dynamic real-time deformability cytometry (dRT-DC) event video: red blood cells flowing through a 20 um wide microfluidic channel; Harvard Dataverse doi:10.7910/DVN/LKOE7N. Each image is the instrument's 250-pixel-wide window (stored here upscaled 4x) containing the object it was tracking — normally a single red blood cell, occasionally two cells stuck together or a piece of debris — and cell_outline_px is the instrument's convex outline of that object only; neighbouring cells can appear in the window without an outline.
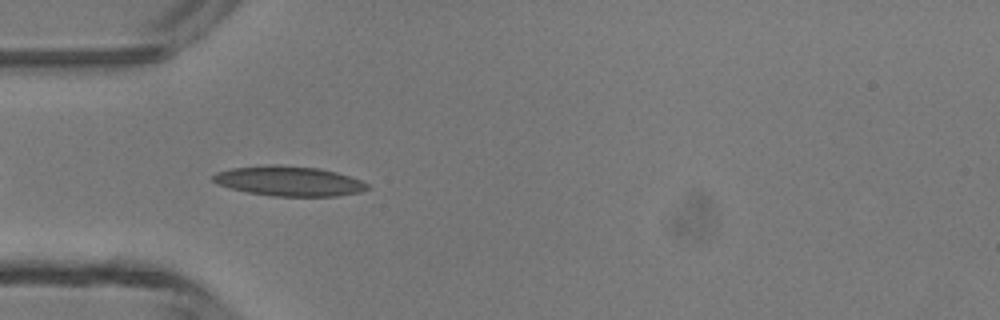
{"species": "common noctule bat (a hibernating species)", "species_latin": "Nyctalus noctula", "temperature_condition": "room temperature", "stored_images_in_passage": 34, "camera_frame_rate_fps": 3000, "um_per_image_px": 0.085, "animal": {"sex": "male", "body_mass_g": 13.3}, "frame": {"image": 1, "passage_image": 3, "time_ms": 0.667, "image_size_px": [1000, 320], "cell_outline_px": [[372, 188], [360, 192], [340, 196], [272, 196], [248, 192], [228, 188], [216, 184], [212, 180], [212, 176], [216, 172], [232, 168], [268, 164], [280, 164], [320, 168], [336, 172], [360, 180], [368, 184]], "centroid_in_image_um": [24.55, 15.39], "position_along_channel_um": 60.5, "area_um2": 27.17}}
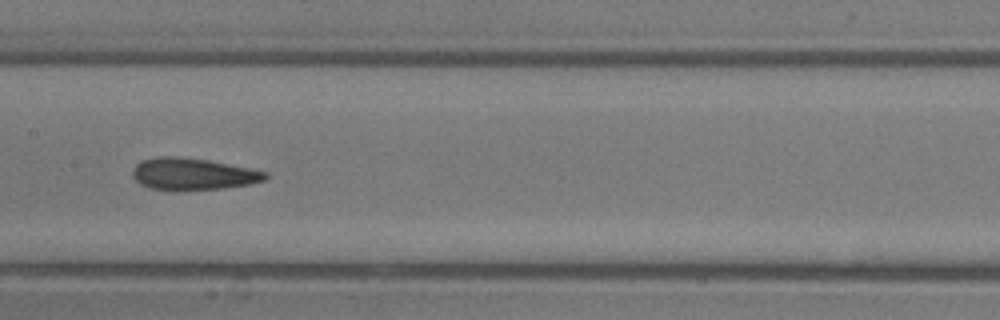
{"frame": {"image": 2, "passage_image": 12, "time_ms": 3.667, "image_size_px": [1000, 320], "cell_outline_px": [[268, 176], [264, 180], [248, 184], [224, 188], [152, 188], [140, 184], [132, 176], [132, 168], [140, 160], [156, 156], [180, 156], [208, 160], [268, 172]], "centroid_in_image_um": [16.36, 14.74], "position_along_channel_um": 191.0, "area_um2": 24.04}}
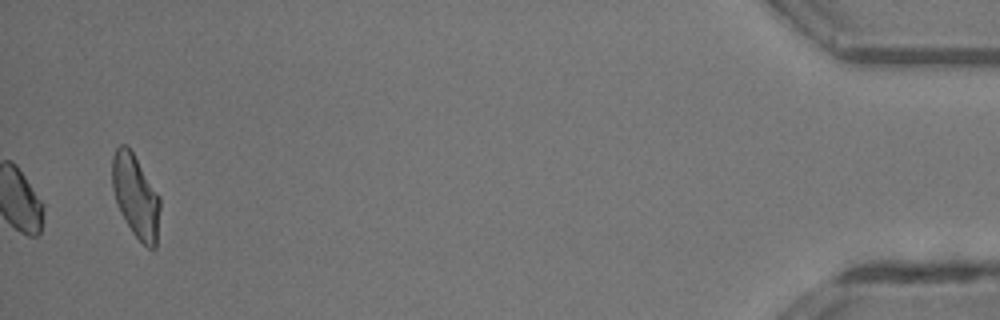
{"frame": {"image": 3, "passage_image": 34, "time_ms": 11.0, "image_size_px": [1000, 320], "cell_outline_px": [[160, 208], [156, 248], [148, 248], [132, 232], [120, 212], [116, 204], [112, 188], [112, 156], [116, 148], [120, 144], [128, 144], [160, 196]], "centroid_in_image_um": [11.52, 16.64], "position_along_channel_um": 423.7, "area_um2": 23.35}, "authors_computed_cell_mechanics": {"area_um2": 23.8714, "velocity_mm_per_s": 4.3932, "shape_relaxation_time_tau1_ms": 6.2482, "shape_relaxation_time_tau2_ms": 2.1537, "deformation_change_tau1": 0.1814, "deformation_change_tau2": 0.1196}}